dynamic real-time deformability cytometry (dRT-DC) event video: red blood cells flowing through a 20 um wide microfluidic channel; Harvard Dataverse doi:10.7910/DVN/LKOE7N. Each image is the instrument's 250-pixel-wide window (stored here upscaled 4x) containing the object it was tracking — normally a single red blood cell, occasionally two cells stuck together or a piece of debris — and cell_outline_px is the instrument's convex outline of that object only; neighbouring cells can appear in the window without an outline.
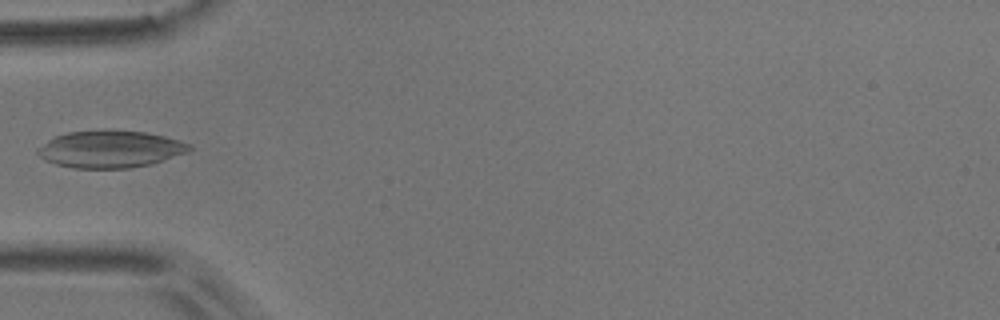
{"species": "common noctule bat (a hibernating species)", "species_latin": "Nyctalus noctula", "temperature_condition": "room temperature", "stored_images_in_passage": 3, "camera_frame_rate_fps": 3000, "um_per_image_px": 0.085, "animal": {"sex": "male", "body_mass_g": 17.9}, "frame": {"image": 1, "passage_image": 2, "time_ms": 0.333, "image_size_px": [1000, 320], "cell_outline_px": [[192, 148], [188, 152], [152, 164], [132, 168], [72, 168], [56, 164], [44, 160], [36, 152], [36, 148], [48, 140], [56, 136], [68, 132], [100, 128], [104, 128], [144, 132], [164, 136], [188, 144]], "centroid_in_image_um": [9.33, 12.66], "position_along_channel_um": 75.7, "area_um2": 33.23}}
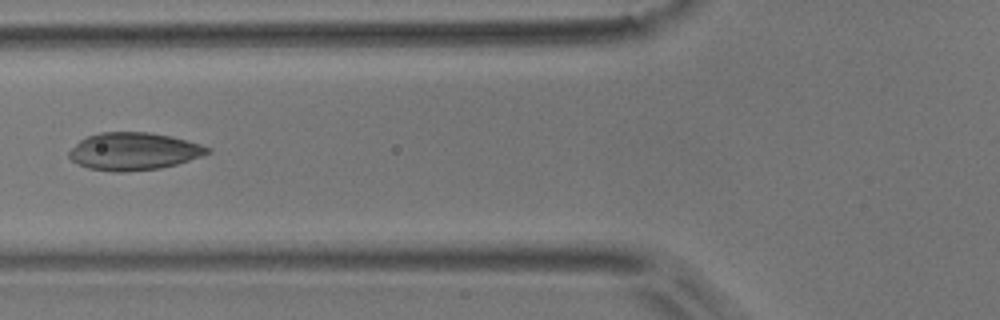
{"frame": {"image": 2, "passage_image": 3, "time_ms": 0.667, "image_size_px": [1000, 320], "cell_outline_px": [[212, 152], [176, 164], [160, 168], [124, 172], [112, 172], [88, 168], [76, 164], [68, 156], [68, 152], [80, 140], [88, 136], [100, 132], [148, 132], [172, 136], [200, 144], [212, 148]], "centroid_in_image_um": [11.35, 12.86], "position_along_channel_um": 114.4, "area_um2": 30.29}}